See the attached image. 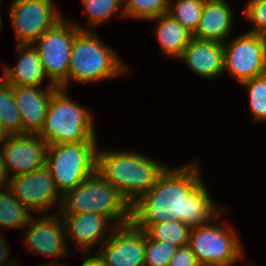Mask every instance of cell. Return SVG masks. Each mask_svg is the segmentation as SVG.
I'll list each match as a JSON object with an SVG mask.
<instances>
[{"instance_id": "obj_31", "label": "cell", "mask_w": 266, "mask_h": 266, "mask_svg": "<svg viewBox=\"0 0 266 266\" xmlns=\"http://www.w3.org/2000/svg\"><path fill=\"white\" fill-rule=\"evenodd\" d=\"M2 234L0 233V266H16L17 263H15V261H11L8 263L6 259L8 258V255L10 254V250H9V246L7 245L5 239L3 236H1ZM6 264V265H5Z\"/></svg>"}, {"instance_id": "obj_7", "label": "cell", "mask_w": 266, "mask_h": 266, "mask_svg": "<svg viewBox=\"0 0 266 266\" xmlns=\"http://www.w3.org/2000/svg\"><path fill=\"white\" fill-rule=\"evenodd\" d=\"M221 214L208 224L191 228L188 246L201 266H232L243 257L236 232L231 227L217 224Z\"/></svg>"}, {"instance_id": "obj_30", "label": "cell", "mask_w": 266, "mask_h": 266, "mask_svg": "<svg viewBox=\"0 0 266 266\" xmlns=\"http://www.w3.org/2000/svg\"><path fill=\"white\" fill-rule=\"evenodd\" d=\"M168 266H201L188 245L178 247Z\"/></svg>"}, {"instance_id": "obj_16", "label": "cell", "mask_w": 266, "mask_h": 266, "mask_svg": "<svg viewBox=\"0 0 266 266\" xmlns=\"http://www.w3.org/2000/svg\"><path fill=\"white\" fill-rule=\"evenodd\" d=\"M45 88L14 86V100L21 116L22 134H38L43 127L50 99L59 87L49 84Z\"/></svg>"}, {"instance_id": "obj_27", "label": "cell", "mask_w": 266, "mask_h": 266, "mask_svg": "<svg viewBox=\"0 0 266 266\" xmlns=\"http://www.w3.org/2000/svg\"><path fill=\"white\" fill-rule=\"evenodd\" d=\"M81 2L89 19L88 26L94 27L96 24L108 21L119 8L121 16H124V0H81Z\"/></svg>"}, {"instance_id": "obj_22", "label": "cell", "mask_w": 266, "mask_h": 266, "mask_svg": "<svg viewBox=\"0 0 266 266\" xmlns=\"http://www.w3.org/2000/svg\"><path fill=\"white\" fill-rule=\"evenodd\" d=\"M0 124L7 135L22 134V122L14 100V86L0 77Z\"/></svg>"}, {"instance_id": "obj_15", "label": "cell", "mask_w": 266, "mask_h": 266, "mask_svg": "<svg viewBox=\"0 0 266 266\" xmlns=\"http://www.w3.org/2000/svg\"><path fill=\"white\" fill-rule=\"evenodd\" d=\"M60 215L65 225L66 238L71 237L75 242L76 251L79 249L83 255H88V252H90L96 243L99 244L100 242V245H102L108 239V237L103 238L107 236L105 234L109 233L111 235L117 227V225L113 224L110 226L112 228H110L107 224H110L112 220L107 216L97 213Z\"/></svg>"}, {"instance_id": "obj_25", "label": "cell", "mask_w": 266, "mask_h": 266, "mask_svg": "<svg viewBox=\"0 0 266 266\" xmlns=\"http://www.w3.org/2000/svg\"><path fill=\"white\" fill-rule=\"evenodd\" d=\"M124 17L152 20L169 9L170 0H124Z\"/></svg>"}, {"instance_id": "obj_17", "label": "cell", "mask_w": 266, "mask_h": 266, "mask_svg": "<svg viewBox=\"0 0 266 266\" xmlns=\"http://www.w3.org/2000/svg\"><path fill=\"white\" fill-rule=\"evenodd\" d=\"M179 59L203 78H217L224 72L223 43L192 37Z\"/></svg>"}, {"instance_id": "obj_10", "label": "cell", "mask_w": 266, "mask_h": 266, "mask_svg": "<svg viewBox=\"0 0 266 266\" xmlns=\"http://www.w3.org/2000/svg\"><path fill=\"white\" fill-rule=\"evenodd\" d=\"M9 14L17 44H33L63 18L52 0H14Z\"/></svg>"}, {"instance_id": "obj_32", "label": "cell", "mask_w": 266, "mask_h": 266, "mask_svg": "<svg viewBox=\"0 0 266 266\" xmlns=\"http://www.w3.org/2000/svg\"><path fill=\"white\" fill-rule=\"evenodd\" d=\"M81 266H108L103 257L97 252L93 257L86 258Z\"/></svg>"}, {"instance_id": "obj_34", "label": "cell", "mask_w": 266, "mask_h": 266, "mask_svg": "<svg viewBox=\"0 0 266 266\" xmlns=\"http://www.w3.org/2000/svg\"><path fill=\"white\" fill-rule=\"evenodd\" d=\"M6 137H7V133L3 130L0 124V147H1V144L4 142V140L6 139Z\"/></svg>"}, {"instance_id": "obj_4", "label": "cell", "mask_w": 266, "mask_h": 266, "mask_svg": "<svg viewBox=\"0 0 266 266\" xmlns=\"http://www.w3.org/2000/svg\"><path fill=\"white\" fill-rule=\"evenodd\" d=\"M128 67L114 51L91 30H80L73 40L68 83L103 81L125 75Z\"/></svg>"}, {"instance_id": "obj_28", "label": "cell", "mask_w": 266, "mask_h": 266, "mask_svg": "<svg viewBox=\"0 0 266 266\" xmlns=\"http://www.w3.org/2000/svg\"><path fill=\"white\" fill-rule=\"evenodd\" d=\"M177 248L168 242L151 240L146 234L144 266H168Z\"/></svg>"}, {"instance_id": "obj_14", "label": "cell", "mask_w": 266, "mask_h": 266, "mask_svg": "<svg viewBox=\"0 0 266 266\" xmlns=\"http://www.w3.org/2000/svg\"><path fill=\"white\" fill-rule=\"evenodd\" d=\"M32 216L26 226L25 244L30 251L45 257H65L69 254L63 219L55 214L37 220Z\"/></svg>"}, {"instance_id": "obj_29", "label": "cell", "mask_w": 266, "mask_h": 266, "mask_svg": "<svg viewBox=\"0 0 266 266\" xmlns=\"http://www.w3.org/2000/svg\"><path fill=\"white\" fill-rule=\"evenodd\" d=\"M244 15L255 25L248 32L266 36V0H249Z\"/></svg>"}, {"instance_id": "obj_36", "label": "cell", "mask_w": 266, "mask_h": 266, "mask_svg": "<svg viewBox=\"0 0 266 266\" xmlns=\"http://www.w3.org/2000/svg\"><path fill=\"white\" fill-rule=\"evenodd\" d=\"M1 3V2H0ZM1 16H0V30H1V27H2V20H1Z\"/></svg>"}, {"instance_id": "obj_5", "label": "cell", "mask_w": 266, "mask_h": 266, "mask_svg": "<svg viewBox=\"0 0 266 266\" xmlns=\"http://www.w3.org/2000/svg\"><path fill=\"white\" fill-rule=\"evenodd\" d=\"M66 89L52 95L43 127L37 134L48 145L90 141L96 138L92 114L69 98Z\"/></svg>"}, {"instance_id": "obj_1", "label": "cell", "mask_w": 266, "mask_h": 266, "mask_svg": "<svg viewBox=\"0 0 266 266\" xmlns=\"http://www.w3.org/2000/svg\"><path fill=\"white\" fill-rule=\"evenodd\" d=\"M196 162L176 169L167 167L156 183L131 205V223L145 231L152 224L174 219L195 228L223 213L212 201Z\"/></svg>"}, {"instance_id": "obj_3", "label": "cell", "mask_w": 266, "mask_h": 266, "mask_svg": "<svg viewBox=\"0 0 266 266\" xmlns=\"http://www.w3.org/2000/svg\"><path fill=\"white\" fill-rule=\"evenodd\" d=\"M61 214L97 213L109 217L113 224L131 223V205L120 191L98 172L62 196Z\"/></svg>"}, {"instance_id": "obj_12", "label": "cell", "mask_w": 266, "mask_h": 266, "mask_svg": "<svg viewBox=\"0 0 266 266\" xmlns=\"http://www.w3.org/2000/svg\"><path fill=\"white\" fill-rule=\"evenodd\" d=\"M0 148L8 176L11 172L14 177L46 166L48 144L37 134L7 135Z\"/></svg>"}, {"instance_id": "obj_26", "label": "cell", "mask_w": 266, "mask_h": 266, "mask_svg": "<svg viewBox=\"0 0 266 266\" xmlns=\"http://www.w3.org/2000/svg\"><path fill=\"white\" fill-rule=\"evenodd\" d=\"M248 90L249 107L256 121L266 120V73L240 83Z\"/></svg>"}, {"instance_id": "obj_9", "label": "cell", "mask_w": 266, "mask_h": 266, "mask_svg": "<svg viewBox=\"0 0 266 266\" xmlns=\"http://www.w3.org/2000/svg\"><path fill=\"white\" fill-rule=\"evenodd\" d=\"M224 46V71L238 83L266 73V36L244 33Z\"/></svg>"}, {"instance_id": "obj_19", "label": "cell", "mask_w": 266, "mask_h": 266, "mask_svg": "<svg viewBox=\"0 0 266 266\" xmlns=\"http://www.w3.org/2000/svg\"><path fill=\"white\" fill-rule=\"evenodd\" d=\"M226 0H205L201 18L193 37L201 40L225 43L230 35L233 12Z\"/></svg>"}, {"instance_id": "obj_21", "label": "cell", "mask_w": 266, "mask_h": 266, "mask_svg": "<svg viewBox=\"0 0 266 266\" xmlns=\"http://www.w3.org/2000/svg\"><path fill=\"white\" fill-rule=\"evenodd\" d=\"M31 217V211L18 201L8 188L0 189V228L25 227Z\"/></svg>"}, {"instance_id": "obj_2", "label": "cell", "mask_w": 266, "mask_h": 266, "mask_svg": "<svg viewBox=\"0 0 266 266\" xmlns=\"http://www.w3.org/2000/svg\"><path fill=\"white\" fill-rule=\"evenodd\" d=\"M167 167L136 152L115 149L97 152L96 172L111 182L130 205L156 183Z\"/></svg>"}, {"instance_id": "obj_6", "label": "cell", "mask_w": 266, "mask_h": 266, "mask_svg": "<svg viewBox=\"0 0 266 266\" xmlns=\"http://www.w3.org/2000/svg\"><path fill=\"white\" fill-rule=\"evenodd\" d=\"M97 146L96 139L48 145L46 167L62 196L96 172Z\"/></svg>"}, {"instance_id": "obj_13", "label": "cell", "mask_w": 266, "mask_h": 266, "mask_svg": "<svg viewBox=\"0 0 266 266\" xmlns=\"http://www.w3.org/2000/svg\"><path fill=\"white\" fill-rule=\"evenodd\" d=\"M145 240V231L132 223L117 226L98 253L108 266H144Z\"/></svg>"}, {"instance_id": "obj_11", "label": "cell", "mask_w": 266, "mask_h": 266, "mask_svg": "<svg viewBox=\"0 0 266 266\" xmlns=\"http://www.w3.org/2000/svg\"><path fill=\"white\" fill-rule=\"evenodd\" d=\"M8 190L31 212L42 213L62 200L50 170L44 166L27 174L9 177Z\"/></svg>"}, {"instance_id": "obj_23", "label": "cell", "mask_w": 266, "mask_h": 266, "mask_svg": "<svg viewBox=\"0 0 266 266\" xmlns=\"http://www.w3.org/2000/svg\"><path fill=\"white\" fill-rule=\"evenodd\" d=\"M190 232L189 226L174 219L152 224L145 230L151 240L168 242L177 247L188 245Z\"/></svg>"}, {"instance_id": "obj_8", "label": "cell", "mask_w": 266, "mask_h": 266, "mask_svg": "<svg viewBox=\"0 0 266 266\" xmlns=\"http://www.w3.org/2000/svg\"><path fill=\"white\" fill-rule=\"evenodd\" d=\"M80 30L91 29L62 18L32 44L39 54L50 85L67 88L71 48Z\"/></svg>"}, {"instance_id": "obj_20", "label": "cell", "mask_w": 266, "mask_h": 266, "mask_svg": "<svg viewBox=\"0 0 266 266\" xmlns=\"http://www.w3.org/2000/svg\"><path fill=\"white\" fill-rule=\"evenodd\" d=\"M153 20L157 21L155 33L163 53L179 59L193 35L167 13Z\"/></svg>"}, {"instance_id": "obj_24", "label": "cell", "mask_w": 266, "mask_h": 266, "mask_svg": "<svg viewBox=\"0 0 266 266\" xmlns=\"http://www.w3.org/2000/svg\"><path fill=\"white\" fill-rule=\"evenodd\" d=\"M205 0H177L169 4L167 14L179 22L189 33L195 34Z\"/></svg>"}, {"instance_id": "obj_33", "label": "cell", "mask_w": 266, "mask_h": 266, "mask_svg": "<svg viewBox=\"0 0 266 266\" xmlns=\"http://www.w3.org/2000/svg\"><path fill=\"white\" fill-rule=\"evenodd\" d=\"M8 173L6 171V167H5V164H4V156H3V152L2 150L0 149V187H8Z\"/></svg>"}, {"instance_id": "obj_35", "label": "cell", "mask_w": 266, "mask_h": 266, "mask_svg": "<svg viewBox=\"0 0 266 266\" xmlns=\"http://www.w3.org/2000/svg\"><path fill=\"white\" fill-rule=\"evenodd\" d=\"M54 263H55V260H53L50 263H48L47 265H43V266H65L64 264L60 265L59 262H57V264L56 263L54 264Z\"/></svg>"}, {"instance_id": "obj_18", "label": "cell", "mask_w": 266, "mask_h": 266, "mask_svg": "<svg viewBox=\"0 0 266 266\" xmlns=\"http://www.w3.org/2000/svg\"><path fill=\"white\" fill-rule=\"evenodd\" d=\"M15 67L2 64L1 78L11 86H40L47 77L39 54L32 44H17Z\"/></svg>"}]
</instances>
